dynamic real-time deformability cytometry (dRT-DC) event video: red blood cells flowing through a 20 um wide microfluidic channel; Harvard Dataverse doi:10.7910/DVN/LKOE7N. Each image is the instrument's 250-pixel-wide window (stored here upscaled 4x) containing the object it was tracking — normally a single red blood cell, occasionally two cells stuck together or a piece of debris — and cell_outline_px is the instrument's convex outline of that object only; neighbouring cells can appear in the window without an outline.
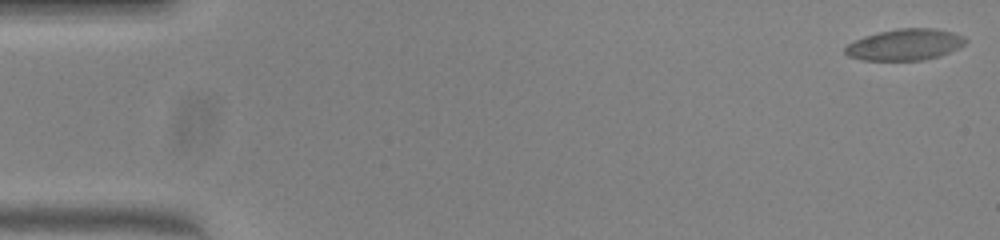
{"species": "common noctule bat (a hibernating species)", "species_latin": "Nyctalus noctula", "temperature_condition": "warm", "stored_images_in_passage": 54, "camera_frame_rate_fps": 3000, "um_per_image_px": 0.085, "animal": {"sex": "female", "body_mass_g": 23.0, "forearm_length_mm": 53.4}, "frame": {"image": 1, "passage_image": 1, "time_ms": 0.0, "image_size_px": [1000, 240], "cell_outline_px": [[968, 40], [964, 44], [940, 56], [920, 60], [864, 60], [848, 56], [844, 52], [844, 48], [848, 44], [864, 36], [896, 28], [932, 28], [952, 32], [964, 36]], "centroid_in_image_um": [76.91, 3.79], "position_along_channel_um": 8.1, "area_um2": 21.79}}
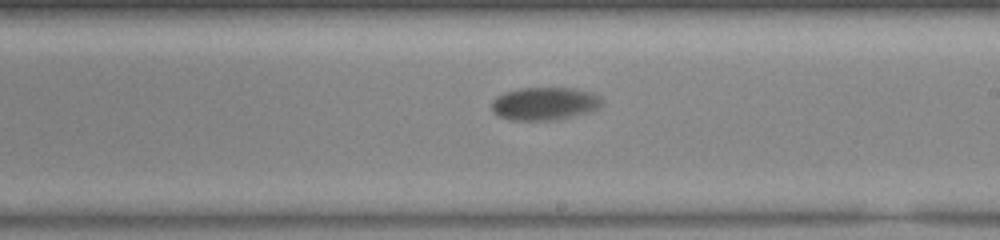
{"frame": {"image": 2, "passage_image": 31, "time_ms": 10.0, "image_size_px": [1000, 240], "cell_outline_px": [[604, 100], [600, 108], [588, 112], [548, 120], [512, 120], [500, 116], [492, 112], [492, 100], [496, 96], [504, 92], [520, 88], [572, 88], [592, 92], [600, 96]], "centroid_in_image_um": [46.29, 8.79], "position_along_channel_um": 242.7, "area_um2": 21.1}}
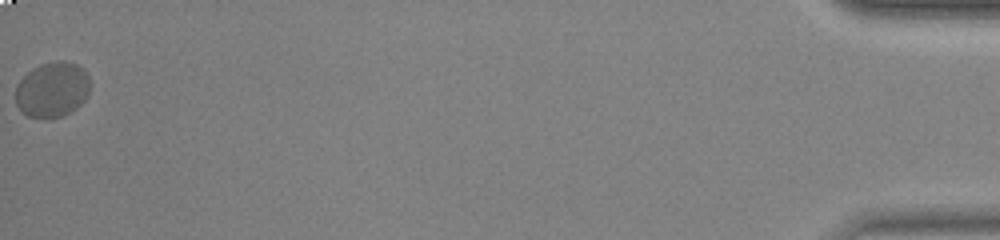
{"frame": {"image": 3, "passage_image": 54, "time_ms": 17.667, "image_size_px": [1000, 240], "cell_outline_px": [[88, 96], [76, 108], [60, 116], [28, 116], [16, 104], [16, 84], [32, 68], [40, 64], [56, 60], [64, 60], [76, 64], [84, 68], [88, 76]], "centroid_in_image_um": [4.44, 7.56], "position_along_channel_um": 430.8, "area_um2": 23.64}, "authors_computed_cell_mechanics": {"area_um2": 21.2415, "velocity_mm_per_s": 3.8103, "shape_relaxation_time_tau1_ms": 4.4404, "shape_relaxation_time_tau2_ms": null, "deformation_change_tau1": 0.1212, "deformation_change_tau2": null}}